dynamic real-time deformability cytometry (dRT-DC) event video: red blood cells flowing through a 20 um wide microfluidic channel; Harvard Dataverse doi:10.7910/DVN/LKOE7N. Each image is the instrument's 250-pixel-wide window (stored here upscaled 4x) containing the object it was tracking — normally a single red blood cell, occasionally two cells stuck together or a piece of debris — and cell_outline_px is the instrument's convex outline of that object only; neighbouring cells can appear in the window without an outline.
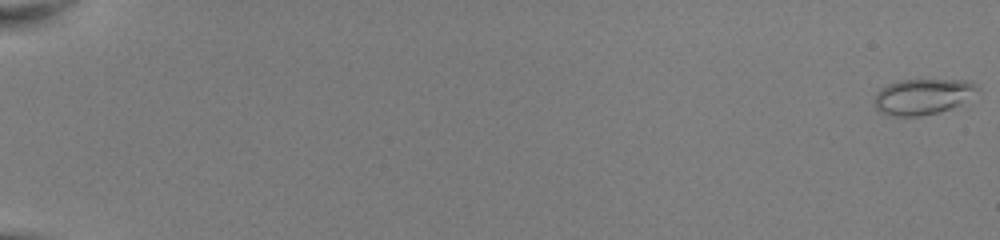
{"species": "common noctule bat (a hibernating species)", "species_latin": "Nyctalus noctula", "temperature_condition": "room temperature", "stored_images_in_passage": 54, "camera_frame_rate_fps": 3000, "um_per_image_px": 0.085, "animal": {"sex": "female", "body_mass_g": 22.0, "forearm_length_mm": 56.7}, "frame": {"image": 1, "passage_image": 1, "time_ms": 0.0, "image_size_px": [1000, 240], "cell_outline_px": [[980, 88], [952, 108], [920, 116], [888, 116], [880, 112], [876, 108], [872, 100], [876, 92], [880, 88], [896, 80], [968, 80], [976, 84]], "centroid_in_image_um": [78.33, 8.2], "position_along_channel_um": 6.7, "area_um2": 21.39}}
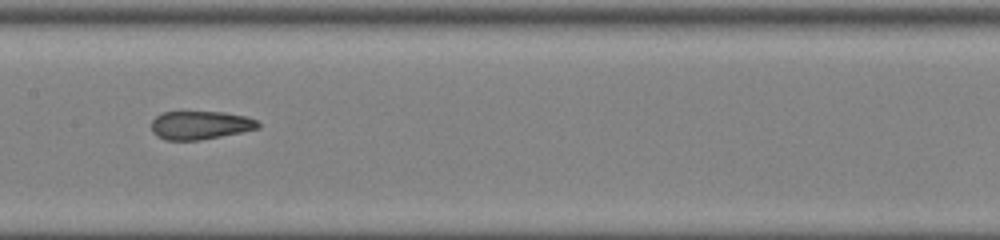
{"frame": {"image": 2, "passage_image": 30, "time_ms": 9.667, "image_size_px": [1000, 240], "cell_outline_px": [[260, 128], [200, 140], [164, 140], [156, 136], [152, 132], [152, 120], [160, 112], [224, 112], [248, 116], [256, 120], [260, 124]], "centroid_in_image_um": [17.01, 10.63], "position_along_channel_um": 190.4, "area_um2": 17.74}}
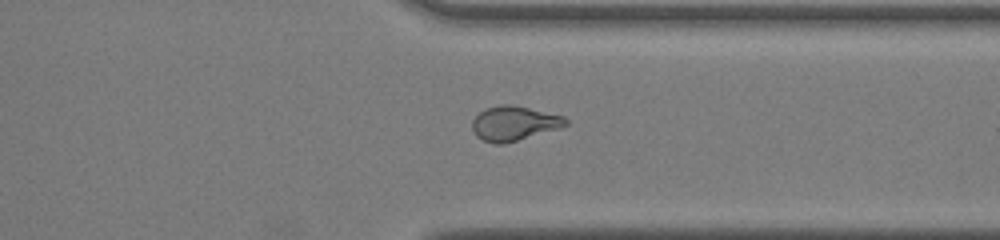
{"frame": {"image": 3, "passage_image": 43, "time_ms": 14.0, "image_size_px": [1000, 240], "cell_outline_px": [[568, 124], [560, 128], [504, 144], [496, 144], [484, 140], [476, 136], [472, 128], [472, 120], [480, 112], [488, 108], [500, 104], [512, 104], [564, 116], [568, 120]], "centroid_in_image_um": [43.7, 10.48], "position_along_channel_um": 367.7, "area_um2": 18.73}}